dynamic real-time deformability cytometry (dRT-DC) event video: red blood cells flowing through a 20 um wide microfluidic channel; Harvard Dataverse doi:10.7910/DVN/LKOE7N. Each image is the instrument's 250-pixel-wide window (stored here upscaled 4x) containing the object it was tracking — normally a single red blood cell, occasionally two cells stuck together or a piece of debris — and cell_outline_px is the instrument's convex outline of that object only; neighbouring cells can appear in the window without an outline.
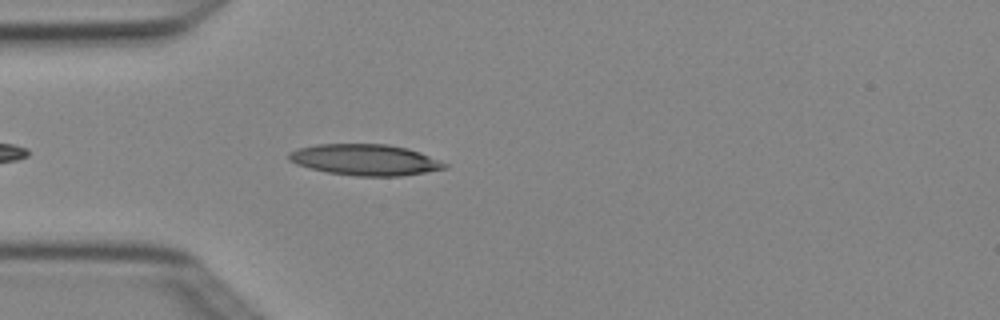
{"species": "Egyptian fruit bat (a non-hibernating species)", "species_latin": "Rousettus aegyptiacus", "temperature_condition": "cold", "stored_images_in_passage": 3, "camera_frame_rate_fps": 3000, "um_per_image_px": 0.085, "animal": {"sex": "female"}, "frame": {"image": 1, "passage_image": 3, "time_ms": 0.667, "image_size_px": [1000, 320], "cell_outline_px": [[448, 168], [400, 176], [356, 176], [328, 172], [308, 168], [296, 164], [288, 160], [288, 152], [300, 148], [316, 144], [388, 144], [408, 148], [420, 152], [448, 164]], "centroid_in_image_um": [31.02, 13.58], "position_along_channel_um": 54.0, "area_um2": 28.26}}